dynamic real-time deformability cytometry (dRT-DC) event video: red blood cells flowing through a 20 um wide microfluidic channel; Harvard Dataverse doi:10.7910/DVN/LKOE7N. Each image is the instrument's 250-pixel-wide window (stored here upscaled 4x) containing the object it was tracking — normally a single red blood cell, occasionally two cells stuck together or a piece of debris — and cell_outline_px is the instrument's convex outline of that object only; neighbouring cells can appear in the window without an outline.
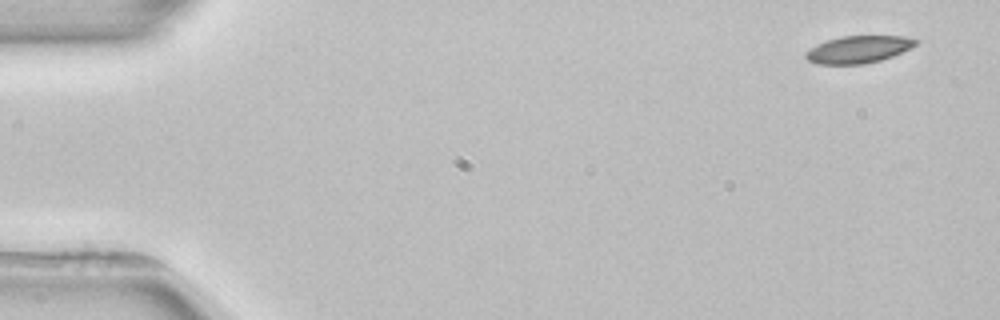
{"species": "common noctule bat (a hibernating species)", "species_latin": "Nyctalus noctula", "temperature_condition": "room temperature", "stored_images_in_passage": 3, "camera_frame_rate_fps": 3000, "um_per_image_px": 0.085, "animal": {"sex": "female", "body_mass_g": 22.7, "forearm_length_mm": 54.2}, "frame": {"image": 1, "passage_image": 1, "time_ms": 0.0, "image_size_px": [1000, 320], "cell_outline_px": [[920, 40], [912, 48], [892, 56], [880, 60], [864, 64], [816, 64], [808, 60], [804, 56], [804, 52], [828, 40], [840, 36], [904, 36]], "centroid_in_image_um": [72.99, 4.2], "position_along_channel_um": 12.0, "area_um2": 17.4}}